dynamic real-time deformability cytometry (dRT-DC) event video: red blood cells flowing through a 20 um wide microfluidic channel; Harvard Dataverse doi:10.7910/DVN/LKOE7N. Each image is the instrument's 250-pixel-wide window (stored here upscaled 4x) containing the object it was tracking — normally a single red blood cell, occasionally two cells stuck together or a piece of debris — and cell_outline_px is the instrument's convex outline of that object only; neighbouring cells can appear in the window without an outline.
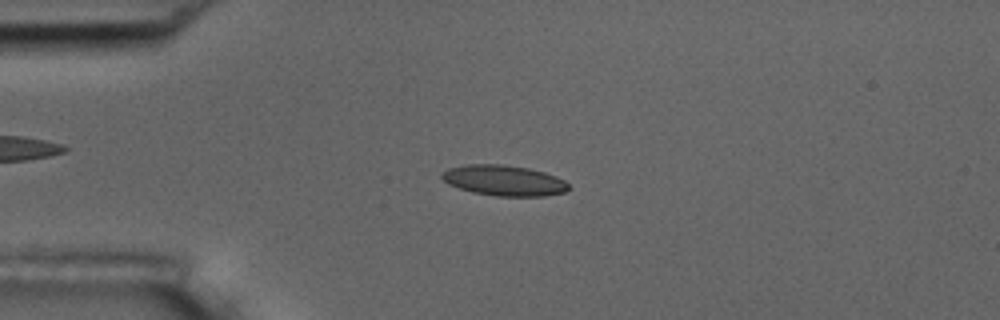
{"species": "common noctule bat (a hibernating species)", "species_latin": "Nyctalus noctula", "temperature_condition": "room temperature", "stored_images_in_passage": 3, "camera_frame_rate_fps": 3000, "um_per_image_px": 0.085, "animal": {"sex": "male", "body_mass_g": 17.5, "forearm_length_mm": 52.3}, "frame": {"image": 1, "passage_image": 3, "time_ms": 2.333, "image_size_px": [1000, 320], "cell_outline_px": [[572, 188], [564, 192], [544, 196], [496, 196], [472, 192], [448, 184], [440, 176], [440, 172], [448, 168], [464, 164], [504, 164], [528, 168], [544, 172], [556, 176], [564, 180]], "centroid_in_image_um": [42.82, 15.33], "position_along_channel_um": 42.2, "area_um2": 22.77}}